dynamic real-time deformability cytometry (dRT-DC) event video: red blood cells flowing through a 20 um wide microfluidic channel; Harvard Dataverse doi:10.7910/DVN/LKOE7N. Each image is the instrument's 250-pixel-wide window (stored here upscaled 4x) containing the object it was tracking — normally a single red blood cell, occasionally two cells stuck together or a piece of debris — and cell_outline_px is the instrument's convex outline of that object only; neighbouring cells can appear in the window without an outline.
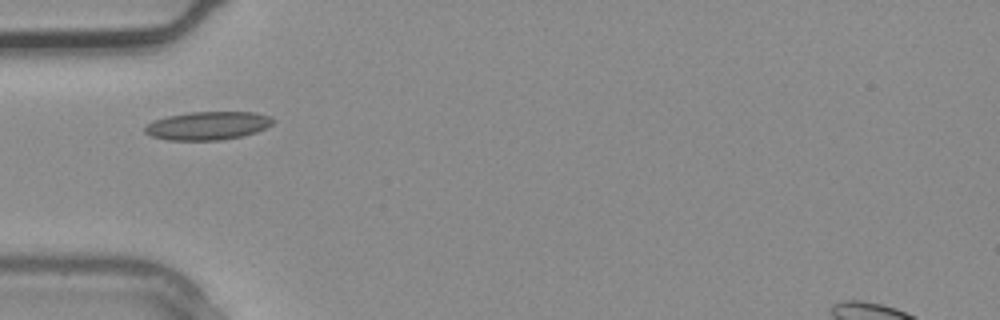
{"species": "common noctule bat (a hibernating species)", "species_latin": "Nyctalus noctula", "temperature_condition": "warm", "stored_images_in_passage": 1, "camera_frame_rate_fps": 3000, "um_per_image_px": 0.085, "animal": {"sex": "male", "body_mass_g": 20.4}, "frame": {"image": 1, "passage_image": 1, "time_ms": 0.0, "image_size_px": [1000, 320], "cell_outline_px": [[276, 120], [272, 124], [256, 132], [240, 136], [220, 140], [168, 140], [152, 136], [144, 132], [144, 128], [152, 120], [168, 116], [188, 112], [256, 112], [272, 116]], "centroid_in_image_um": [17.67, 10.67], "position_along_channel_um": 67.3, "area_um2": 21.15}}